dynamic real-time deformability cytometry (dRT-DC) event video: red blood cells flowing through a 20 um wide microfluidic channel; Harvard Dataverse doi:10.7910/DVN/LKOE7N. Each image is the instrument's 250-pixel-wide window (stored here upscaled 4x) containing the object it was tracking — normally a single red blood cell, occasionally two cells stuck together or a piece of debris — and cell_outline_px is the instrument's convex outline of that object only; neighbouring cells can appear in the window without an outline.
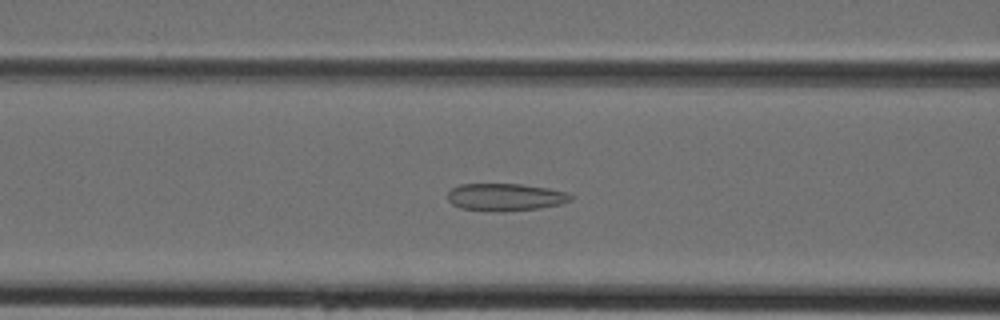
{"species": "Egyptian fruit bat (a non-hibernating species)", "species_latin": "Rousettus aegyptiacus", "temperature_condition": "cold", "stored_images_in_passage": 35, "camera_frame_rate_fps": 3000, "um_per_image_px": 0.085, "animal": {"sex": "female"}, "frame": {"image": 1, "passage_image": 12, "time_ms": 3.667, "image_size_px": [1000, 320], "cell_outline_px": [[572, 200], [560, 204], [540, 208], [496, 212], [492, 212], [460, 208], [452, 204], [448, 200], [448, 192], [452, 188], [460, 184], [520, 184], [548, 188], [568, 192], [572, 196]], "centroid_in_image_um": [42.94, 16.76], "position_along_channel_um": 123.7, "area_um2": 19.77}}
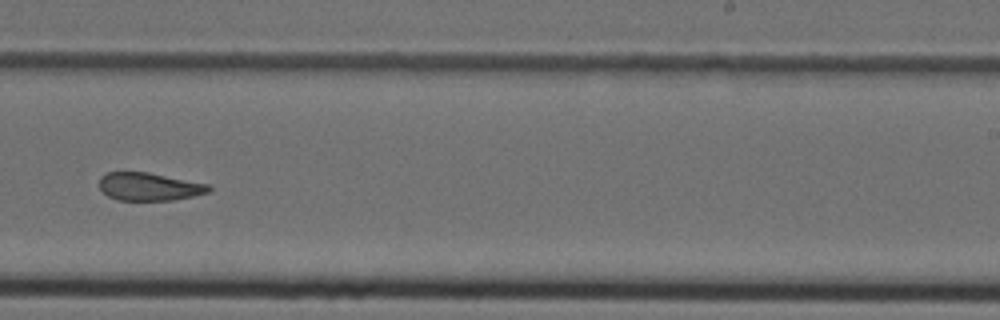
{"frame": {"image": 2, "passage_image": 22, "time_ms": 7.0, "image_size_px": [1000, 320], "cell_outline_px": [[212, 188], [208, 192], [192, 196], [172, 200], [116, 200], [108, 196], [100, 188], [100, 176], [108, 172], [148, 172], [208, 184]], "centroid_in_image_um": [12.66, 15.86], "position_along_channel_um": 276.3, "area_um2": 17.69}}
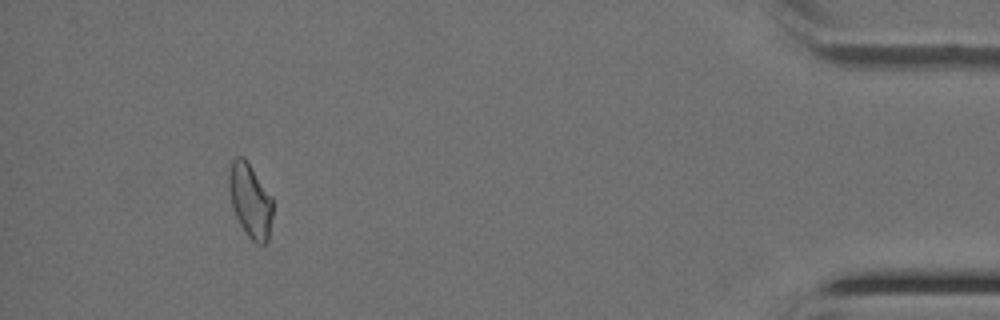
{"frame": {"image": 3, "passage_image": 35, "time_ms": 11.333, "image_size_px": [1000, 320], "cell_outline_px": [[272, 216], [268, 240], [264, 244], [256, 244], [248, 236], [240, 224], [232, 208], [228, 188], [228, 168], [232, 160], [236, 156], [244, 156], [272, 196]], "centroid_in_image_um": [21.25, 17.01], "position_along_channel_um": 414.0, "area_um2": 19.13}}